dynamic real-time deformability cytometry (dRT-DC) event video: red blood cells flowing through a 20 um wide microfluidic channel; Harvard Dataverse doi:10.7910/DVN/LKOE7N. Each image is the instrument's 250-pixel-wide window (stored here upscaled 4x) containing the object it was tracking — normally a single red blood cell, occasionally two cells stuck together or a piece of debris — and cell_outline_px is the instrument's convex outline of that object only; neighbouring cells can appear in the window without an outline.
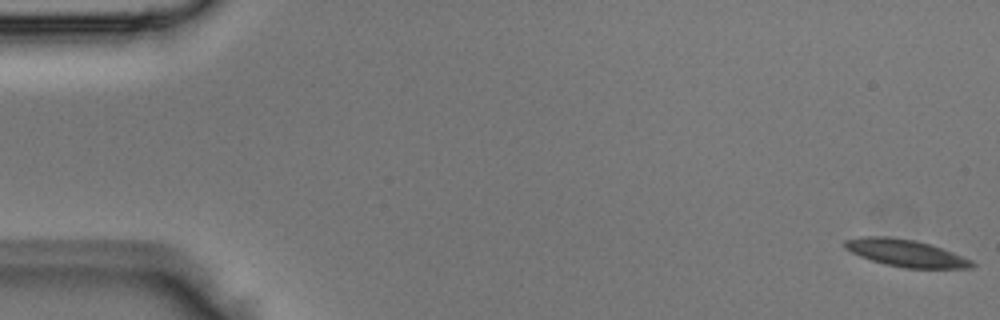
{"species": "Egyptian fruit bat (a non-hibernating species)", "species_latin": "Rousettus aegyptiacus", "temperature_condition": "room temperature", "stored_images_in_passage": 4, "camera_frame_rate_fps": 3000, "um_per_image_px": 0.085, "animal": {"sex": "male"}, "frame": {"image": 1, "passage_image": 1, "time_ms": 0.0, "image_size_px": [1000, 320], "cell_outline_px": [[976, 264], [972, 268], [904, 268], [884, 264], [860, 256], [844, 248], [844, 240], [860, 236], [888, 236], [916, 240], [952, 252], [972, 260]], "centroid_in_image_um": [76.96, 21.5], "position_along_channel_um": 8.0, "area_um2": 20.06}}
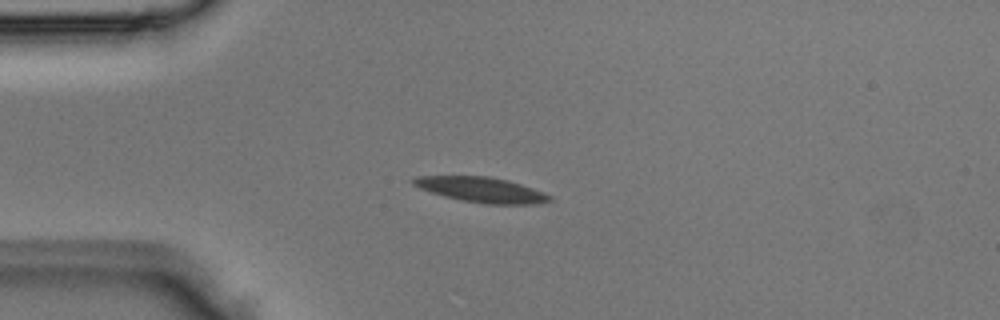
{"frame": {"image": 2, "passage_image": 4, "time_ms": 1.0, "image_size_px": [1000, 320], "cell_outline_px": [[552, 200], [540, 204], [484, 204], [460, 200], [444, 196], [420, 188], [412, 184], [408, 180], [412, 176], [488, 176], [508, 180], [532, 188], [552, 196]], "centroid_in_image_um": [40.89, 16.12], "position_along_channel_um": 44.1, "area_um2": 20.11}}